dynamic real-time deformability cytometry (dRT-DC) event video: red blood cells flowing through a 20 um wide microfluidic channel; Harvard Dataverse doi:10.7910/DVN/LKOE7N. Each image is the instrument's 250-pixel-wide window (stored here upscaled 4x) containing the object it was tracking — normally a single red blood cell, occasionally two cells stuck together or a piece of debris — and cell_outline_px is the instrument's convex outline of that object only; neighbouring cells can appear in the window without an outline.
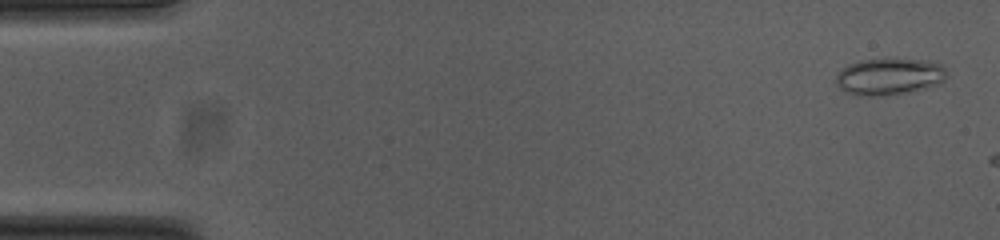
{"species": "common noctule bat (a hibernating species)", "species_latin": "Nyctalus noctula", "temperature_condition": "cold", "stored_images_in_passage": 9, "camera_frame_rate_fps": 3000, "um_per_image_px": 0.085, "animal": {"sex": "female", "body_mass_g": 23.0, "forearm_length_mm": 53.4}, "frame": {"image": 1, "passage_image": 2, "time_ms": 0.333, "image_size_px": [1000, 240], "cell_outline_px": [[948, 76], [940, 84], [928, 88], [880, 96], [860, 96], [844, 92], [836, 84], [836, 76], [848, 64], [860, 60], [896, 56], [928, 60], [940, 64], [948, 72]], "centroid_in_image_um": [75.62, 6.46], "position_along_channel_um": 9.4, "area_um2": 24.57}}